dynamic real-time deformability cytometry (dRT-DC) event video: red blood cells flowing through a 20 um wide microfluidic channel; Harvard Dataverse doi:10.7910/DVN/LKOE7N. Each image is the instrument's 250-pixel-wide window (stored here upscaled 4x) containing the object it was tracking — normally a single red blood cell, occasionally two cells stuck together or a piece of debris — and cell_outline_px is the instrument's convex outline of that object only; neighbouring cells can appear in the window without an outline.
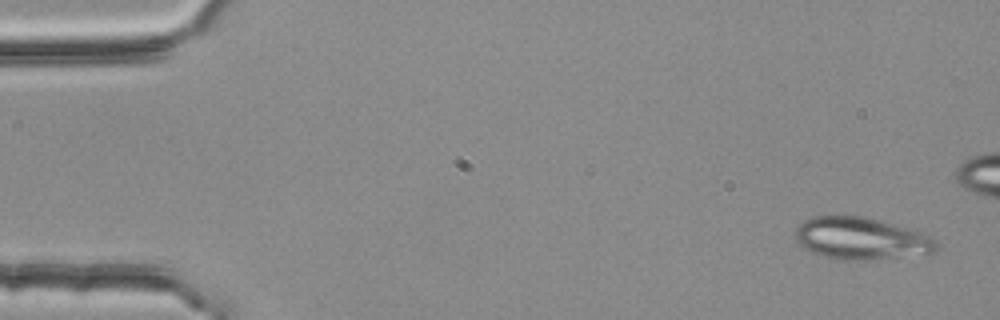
{"species": "common noctule bat (a hibernating species)", "species_latin": "Nyctalus noctula", "temperature_condition": "room temperature", "stored_images_in_passage": 5, "camera_frame_rate_fps": 3000, "um_per_image_px": 0.085, "animal": {"sex": "female", "body_mass_g": 25.1}, "frame": {"image": 1, "passage_image": 1, "time_ms": 0.0, "image_size_px": [1000, 320], "cell_outline_px": [[940, 248], [936, 252], [928, 256], [868, 260], [836, 260], [812, 252], [804, 248], [796, 240], [796, 228], [804, 220], [812, 216], [860, 216], [924, 232], [932, 236], [936, 240]], "centroid_in_image_um": [73.31, 20.31], "position_along_channel_um": 11.7, "area_um2": 35.32}}